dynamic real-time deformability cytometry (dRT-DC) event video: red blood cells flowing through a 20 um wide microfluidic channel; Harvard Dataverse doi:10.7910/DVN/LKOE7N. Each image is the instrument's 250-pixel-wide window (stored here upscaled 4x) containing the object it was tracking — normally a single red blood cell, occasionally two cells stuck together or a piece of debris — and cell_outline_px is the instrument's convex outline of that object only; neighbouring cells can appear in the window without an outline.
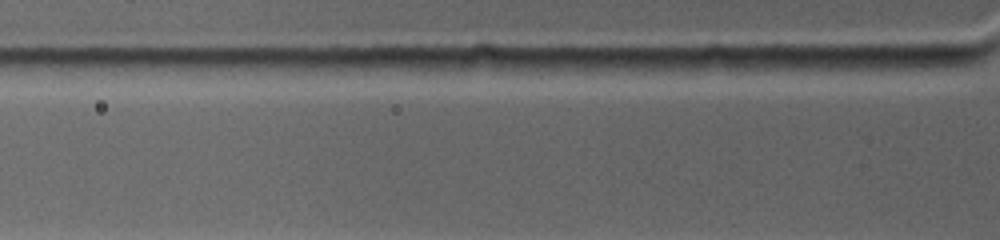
{"species": "common noctule bat (a hibernating species)", "species_latin": "Nyctalus noctula", "temperature_condition": "warm", "stored_images_in_passage": 2, "camera_frame_rate_fps": 4500, "um_per_image_px": 0.085, "animal": {"sex": "female", "body_mass_g": 19.0, "forearm_length_mm": 53.3}, "frame": {"image": 1, "passage_image": 2, "time_ms": 1.111, "image_size_px": [1000, 240], "cell_outline_px": [[968, 64], [932, 72], [844, 68], [856, 56], [952, 56]], "centroid_in_image_um": [76.96, 5.37], "position_along_channel_um": 48.8, "area_um2": 11.04}}